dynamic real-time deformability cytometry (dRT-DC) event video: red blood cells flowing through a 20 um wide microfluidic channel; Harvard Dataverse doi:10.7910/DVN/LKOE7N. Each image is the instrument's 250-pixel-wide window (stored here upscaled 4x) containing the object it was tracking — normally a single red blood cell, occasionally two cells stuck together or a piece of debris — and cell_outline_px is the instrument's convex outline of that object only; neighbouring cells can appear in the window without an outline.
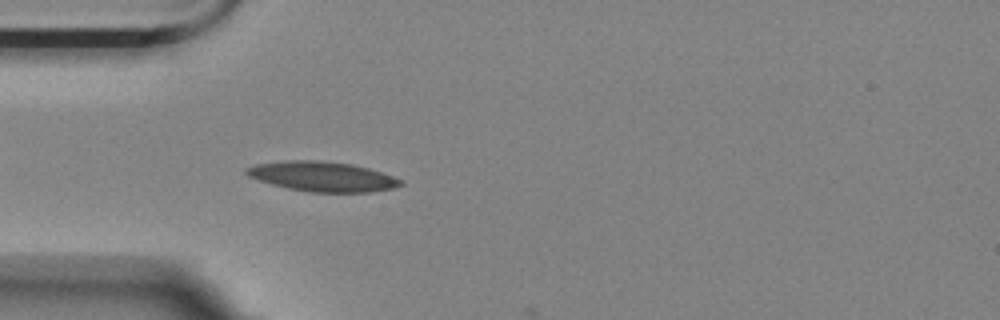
{"species": "Egyptian fruit bat (a non-hibernating species)", "species_latin": "Rousettus aegyptiacus", "temperature_condition": "room temperature", "stored_images_in_passage": 17, "camera_frame_rate_fps": 3000, "um_per_image_px": 0.085, "animal": {"sex": "female"}, "frame": {"image": 1, "passage_image": 16, "time_ms": 5.0, "image_size_px": [1000, 320], "cell_outline_px": [[404, 184], [392, 188], [372, 192], [308, 192], [288, 188], [272, 184], [248, 176], [244, 172], [244, 168], [256, 164], [284, 160], [316, 160], [352, 164], [368, 168], [404, 180]], "centroid_in_image_um": [27.39, 15.0], "position_along_channel_um": 57.6, "area_um2": 26.82}}